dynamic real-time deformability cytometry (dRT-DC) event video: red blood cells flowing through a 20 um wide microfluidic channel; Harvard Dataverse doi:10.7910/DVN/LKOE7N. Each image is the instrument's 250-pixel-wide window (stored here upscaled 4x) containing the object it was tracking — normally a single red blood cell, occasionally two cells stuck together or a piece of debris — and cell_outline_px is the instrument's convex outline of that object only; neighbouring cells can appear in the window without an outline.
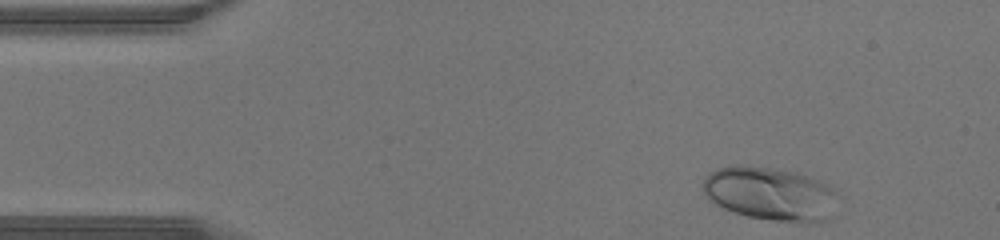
{"species": "human", "species_latin": "Homo sapiens", "temperature_condition": "warm", "stored_images_in_passage": 33, "camera_frame_rate_fps": 3000, "um_per_image_px": 0.085, "donor": {"sex": "male"}, "frame": {"image": 1, "passage_image": 1, "time_ms": 0.0, "image_size_px": [1000, 240], "cell_outline_px": [[840, 196], [836, 216], [828, 220], [808, 224], [800, 224], [772, 220], [748, 216], [724, 208], [716, 204], [700, 188], [704, 180], [716, 168], [736, 164], [768, 168], [796, 172], [820, 180], [836, 188]], "centroid_in_image_um": [65.62, 16.5], "position_along_channel_um": 19.4, "area_um2": 43.12}}
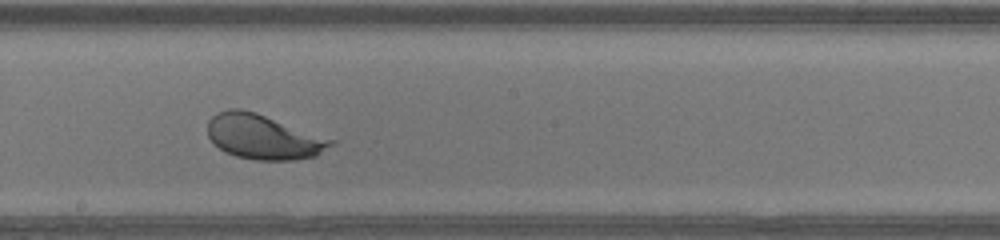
{"frame": {"image": 2, "passage_image": 20, "time_ms": 6.333, "image_size_px": [1000, 240], "cell_outline_px": [[336, 144], [316, 156], [296, 160], [256, 160], [236, 156], [224, 152], [208, 136], [208, 120], [216, 112], [228, 108], [240, 108], [256, 112], [336, 140]], "centroid_in_image_um": [22.41, 11.63], "position_along_channel_um": 225.8, "area_um2": 32.43}}
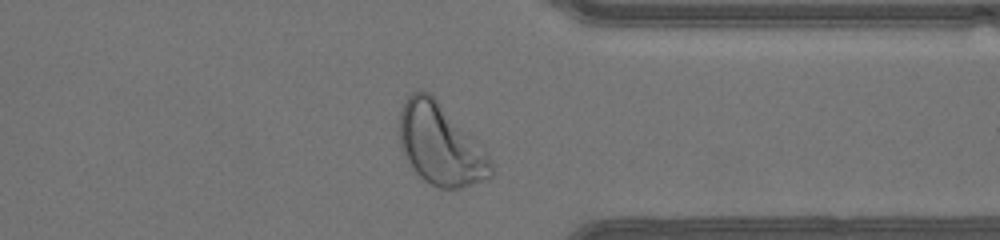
{"frame": {"image": 3, "passage_image": 30, "time_ms": 9.667, "image_size_px": [1000, 240], "cell_outline_px": [[496, 172], [492, 176], [460, 188], [440, 188], [424, 180], [416, 172], [400, 148], [400, 112], [408, 96], [412, 92], [428, 92], [484, 144], [488, 152]], "centroid_in_image_um": [37.51, 12.3], "position_along_channel_um": 373.9, "area_um2": 43.47}}